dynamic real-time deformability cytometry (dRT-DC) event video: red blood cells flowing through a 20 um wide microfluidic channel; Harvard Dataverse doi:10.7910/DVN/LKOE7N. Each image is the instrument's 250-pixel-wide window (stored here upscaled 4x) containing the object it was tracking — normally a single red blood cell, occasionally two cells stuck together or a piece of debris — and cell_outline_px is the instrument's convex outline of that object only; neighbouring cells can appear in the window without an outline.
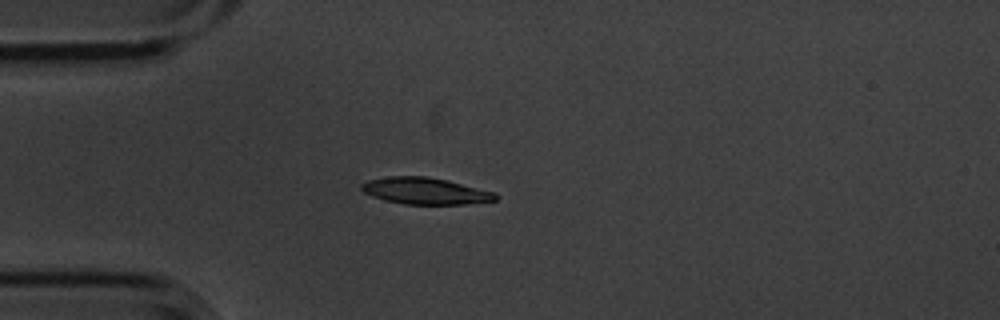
{"species": "common noctule bat (a hibernating species)", "species_latin": "Nyctalus noctula", "temperature_condition": "cold", "stored_images_in_passage": 2, "camera_frame_rate_fps": 3000, "um_per_image_px": 0.085, "animal": {"sex": "male", "body_mass_g": 20.1, "forearm_length_mm": 53.5}, "frame": {"image": 1, "passage_image": 1, "time_ms": 0.0, "image_size_px": [1000, 320], "cell_outline_px": [[500, 196], [496, 200], [464, 204], [404, 204], [384, 200], [372, 196], [364, 192], [360, 188], [360, 184], [368, 180], [388, 176], [428, 176], [448, 180], [492, 192]], "centroid_in_image_um": [36.1, 16.22], "position_along_channel_um": 48.9, "area_um2": 20.75}}